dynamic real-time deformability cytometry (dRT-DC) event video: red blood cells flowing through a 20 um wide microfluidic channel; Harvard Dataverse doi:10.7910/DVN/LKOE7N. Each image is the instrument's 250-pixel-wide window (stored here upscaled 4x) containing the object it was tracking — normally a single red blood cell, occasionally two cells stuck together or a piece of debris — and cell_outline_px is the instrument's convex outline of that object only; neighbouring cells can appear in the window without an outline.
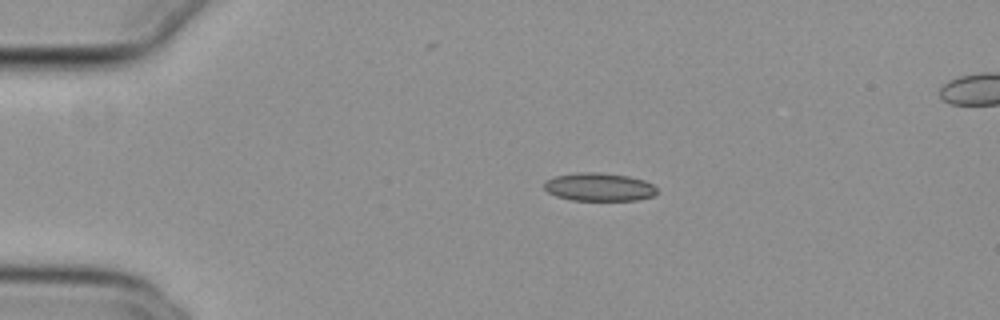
{"species": "common noctule bat (a hibernating species)", "species_latin": "Nyctalus noctula", "temperature_condition": "cold", "stored_images_in_passage": 11, "camera_frame_rate_fps": 3000, "um_per_image_px": 0.085, "animal": {"sex": "female", "body_mass_g": 29.2, "forearm_length_mm": 56.3}, "frame": {"image": 1, "passage_image": 1, "time_ms": 0.0, "image_size_px": [1000, 320], "cell_outline_px": [[656, 192], [652, 196], [636, 200], [572, 200], [556, 196], [548, 192], [544, 188], [544, 180], [556, 176], [576, 172], [600, 172], [628, 176], [644, 180], [652, 184], [656, 188]], "centroid_in_image_um": [50.89, 15.88], "position_along_channel_um": 34.1, "area_um2": 18.5}}
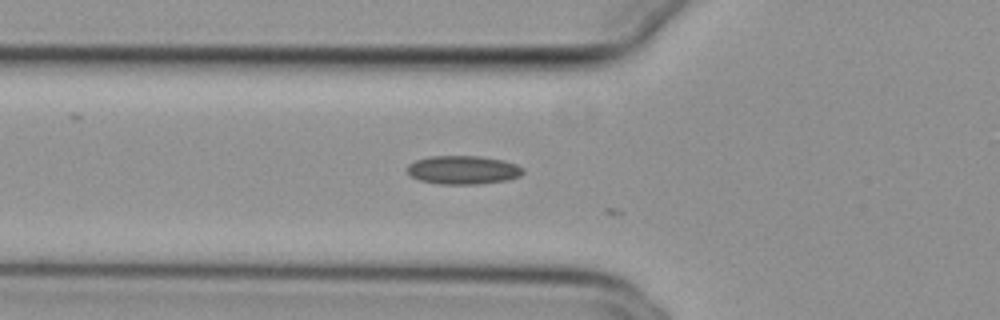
{"frame": {"image": 2, "passage_image": 9, "time_ms": 2.667, "image_size_px": [1000, 320], "cell_outline_px": [[524, 172], [520, 176], [508, 180], [476, 184], [440, 184], [420, 180], [412, 176], [408, 172], [408, 164], [416, 160], [428, 156], [480, 156], [504, 160], [516, 164], [524, 168]], "centroid_in_image_um": [39.39, 14.44], "position_along_channel_um": 86.4, "area_um2": 19.31}}